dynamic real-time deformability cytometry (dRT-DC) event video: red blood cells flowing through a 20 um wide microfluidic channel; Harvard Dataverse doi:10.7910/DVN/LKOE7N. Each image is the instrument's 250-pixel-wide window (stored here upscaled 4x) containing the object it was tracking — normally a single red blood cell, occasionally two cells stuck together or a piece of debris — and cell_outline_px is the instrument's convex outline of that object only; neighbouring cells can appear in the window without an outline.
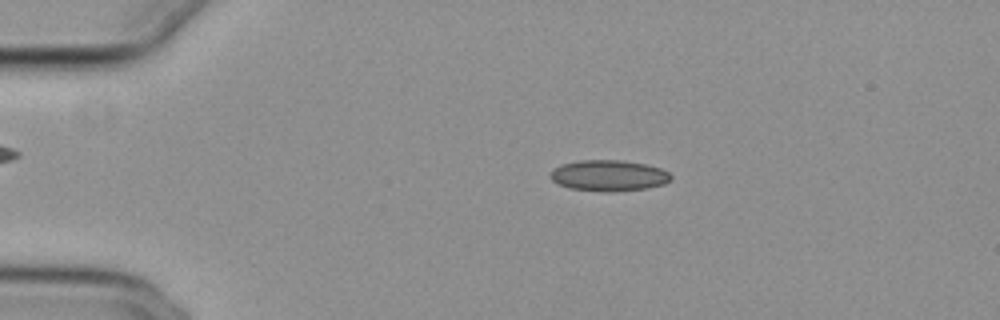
{"species": "common noctule bat (a hibernating species)", "species_latin": "Nyctalus noctula", "temperature_condition": "cold", "stored_images_in_passage": 20, "camera_frame_rate_fps": 3000, "um_per_image_px": 0.085, "animal": {"sex": "female", "body_mass_g": 29.2, "forearm_length_mm": 56.3}, "frame": {"image": 1, "passage_image": 10, "time_ms": 3.0, "image_size_px": [1000, 320], "cell_outline_px": [[672, 176], [664, 184], [648, 188], [612, 192], [600, 192], [568, 188], [552, 180], [548, 176], [552, 168], [560, 164], [580, 160], [620, 160], [644, 164], [660, 168], [668, 172]], "centroid_in_image_um": [51.69, 14.93], "position_along_channel_um": 33.3, "area_um2": 21.96}}
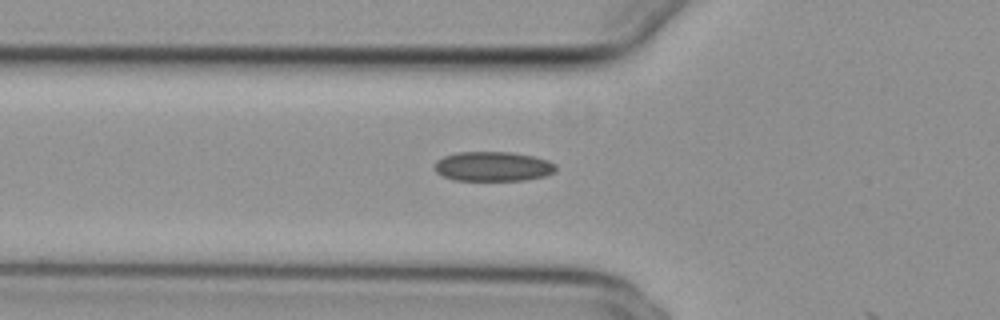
{"frame": {"image": 2, "passage_image": 18, "time_ms": 5.667, "image_size_px": [1000, 320], "cell_outline_px": [[556, 168], [552, 172], [544, 176], [524, 180], [452, 180], [436, 172], [436, 160], [444, 156], [456, 152], [512, 152], [532, 156], [548, 160], [556, 164]], "centroid_in_image_um": [41.89, 14.14], "position_along_channel_um": 83.9, "area_um2": 20.81}}